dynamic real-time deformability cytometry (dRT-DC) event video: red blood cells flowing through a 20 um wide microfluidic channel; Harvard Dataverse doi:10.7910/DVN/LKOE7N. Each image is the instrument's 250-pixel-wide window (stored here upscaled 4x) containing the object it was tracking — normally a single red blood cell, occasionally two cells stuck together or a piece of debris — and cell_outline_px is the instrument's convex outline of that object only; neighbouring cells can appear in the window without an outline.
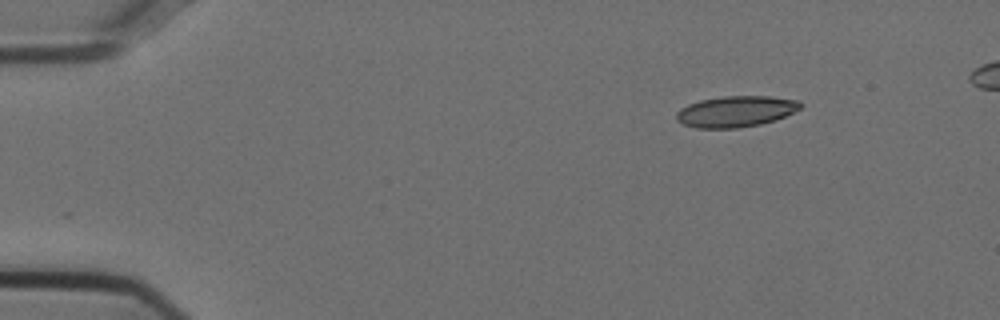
{"species": "Egyptian fruit bat (a non-hibernating species)", "species_latin": "Rousettus aegyptiacus", "temperature_condition": "cold", "stored_images_in_passage": 47, "camera_frame_rate_fps": 3000, "um_per_image_px": 0.085, "animal": {"sex": "female"}, "frame": {"image": 1, "passage_image": 1, "time_ms": 0.0, "image_size_px": [1000, 320], "cell_outline_px": [[804, 104], [800, 108], [776, 120], [760, 124], [736, 128], [696, 128], [684, 124], [676, 120], [676, 112], [680, 108], [688, 104], [700, 100], [724, 96], [768, 96], [800, 100]], "centroid_in_image_um": [62.54, 9.47], "position_along_channel_um": 22.5, "area_um2": 22.48}}
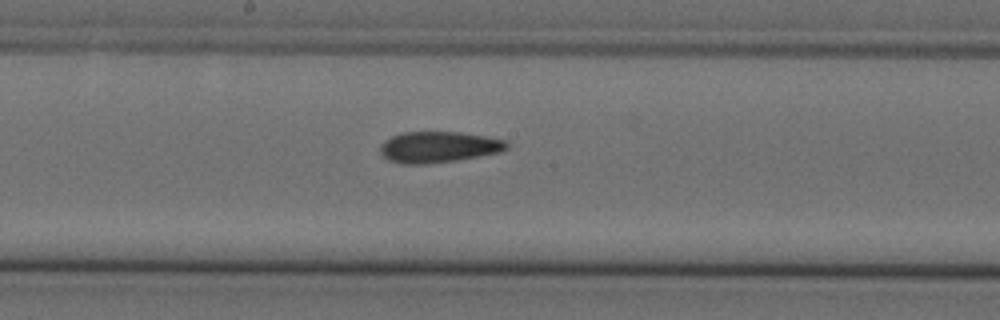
{"frame": {"image": 2, "passage_image": 23, "time_ms": 7.333, "image_size_px": [1000, 320], "cell_outline_px": [[508, 148], [500, 152], [456, 160], [428, 164], [400, 164], [388, 160], [380, 152], [380, 144], [384, 140], [392, 136], [404, 132], [460, 132], [508, 140]], "centroid_in_image_um": [37.26, 12.5], "position_along_channel_um": 210.9, "area_um2": 23.0}}
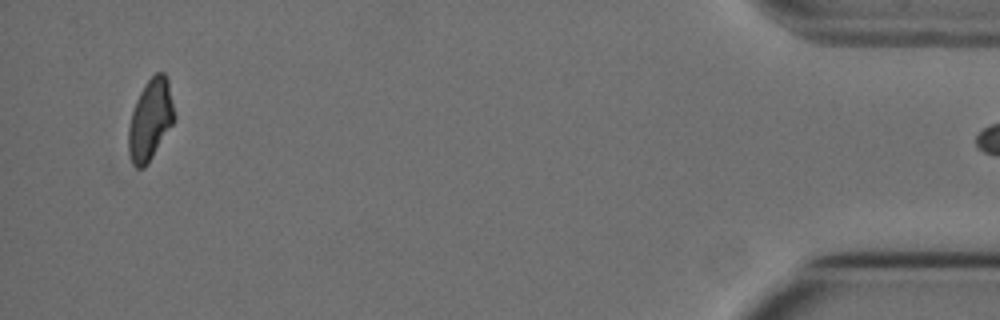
{"frame": {"image": 3, "passage_image": 46, "time_ms": 15.0, "image_size_px": [1000, 320], "cell_outline_px": [[176, 120], [148, 164], [144, 168], [136, 168], [132, 164], [128, 152], [128, 128], [132, 112], [136, 100], [140, 92], [148, 80], [156, 72], [164, 72], [168, 80], [176, 116]], "centroid_in_image_um": [12.79, 10.2], "position_along_channel_um": 422.4, "area_um2": 21.91}}